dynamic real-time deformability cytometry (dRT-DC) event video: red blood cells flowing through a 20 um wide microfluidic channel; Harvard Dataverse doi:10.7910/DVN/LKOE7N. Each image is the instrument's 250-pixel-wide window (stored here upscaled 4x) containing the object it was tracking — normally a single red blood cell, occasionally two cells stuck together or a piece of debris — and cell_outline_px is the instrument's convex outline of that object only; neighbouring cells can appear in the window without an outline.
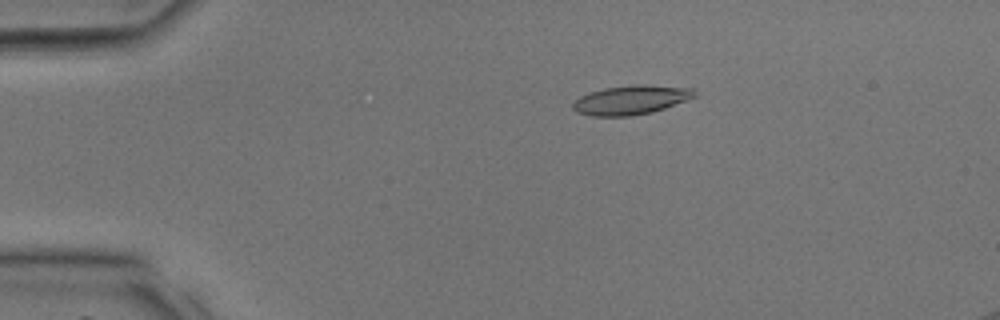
{"species": "common noctule bat (a hibernating species)", "species_latin": "Nyctalus noctula", "temperature_condition": "room temperature", "stored_images_in_passage": 38, "camera_frame_rate_fps": 3000, "um_per_image_px": 0.085, "animal": {"sex": "male", "body_mass_g": 17.9, "forearm_length_mm": 54.2}, "frame": {"image": 1, "passage_image": 8, "time_ms": 2.333, "image_size_px": [1000, 320], "cell_outline_px": [[696, 96], [688, 100], [652, 112], [628, 116], [592, 116], [576, 112], [572, 108], [572, 104], [580, 96], [604, 88], [636, 84], [644, 84], [692, 88], [696, 92]], "centroid_in_image_um": [53.64, 8.49], "position_along_channel_um": 31.4, "area_um2": 20.63}}
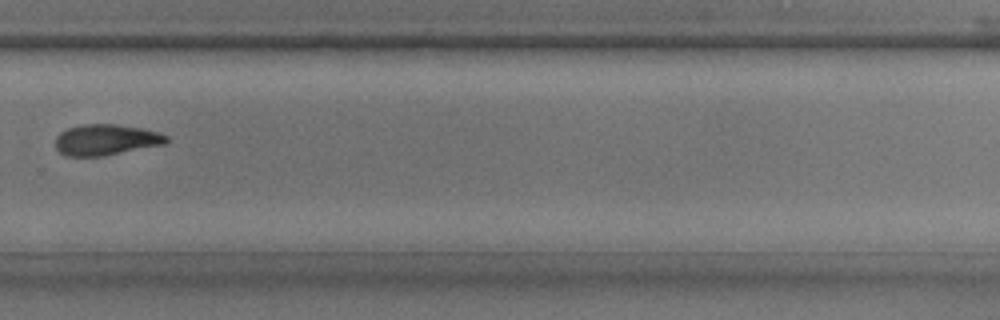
{"frame": {"image": 2, "passage_image": 27, "time_ms": 8.667, "image_size_px": [1000, 320], "cell_outline_px": [[168, 140], [164, 144], [104, 156], [64, 156], [56, 148], [56, 136], [60, 132], [68, 128], [84, 124], [116, 124], [140, 128], [160, 132], [168, 136]], "centroid_in_image_um": [9.0, 11.88], "position_along_channel_um": 320.8, "area_um2": 20.0}}
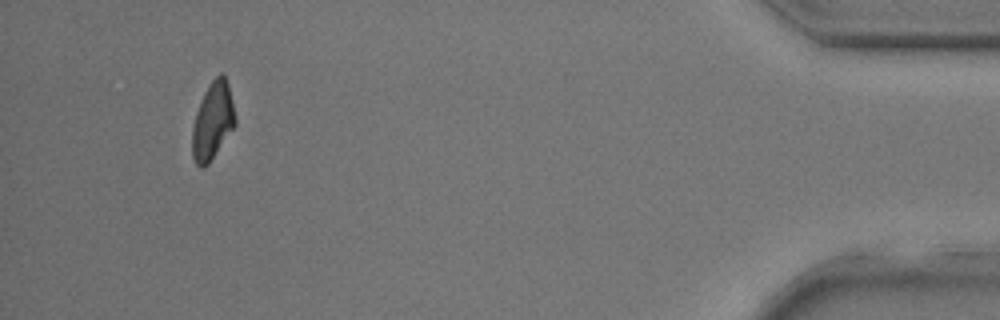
{"frame": {"image": 3, "passage_image": 36, "time_ms": 11.667, "image_size_px": [1000, 320], "cell_outline_px": [[236, 124], [208, 164], [204, 168], [200, 168], [196, 164], [192, 156], [192, 128], [196, 112], [204, 92], [208, 84], [220, 72], [224, 76], [228, 84], [236, 116]], "centroid_in_image_um": [18.07, 10.28], "position_along_channel_um": 417.1, "area_um2": 19.31}}